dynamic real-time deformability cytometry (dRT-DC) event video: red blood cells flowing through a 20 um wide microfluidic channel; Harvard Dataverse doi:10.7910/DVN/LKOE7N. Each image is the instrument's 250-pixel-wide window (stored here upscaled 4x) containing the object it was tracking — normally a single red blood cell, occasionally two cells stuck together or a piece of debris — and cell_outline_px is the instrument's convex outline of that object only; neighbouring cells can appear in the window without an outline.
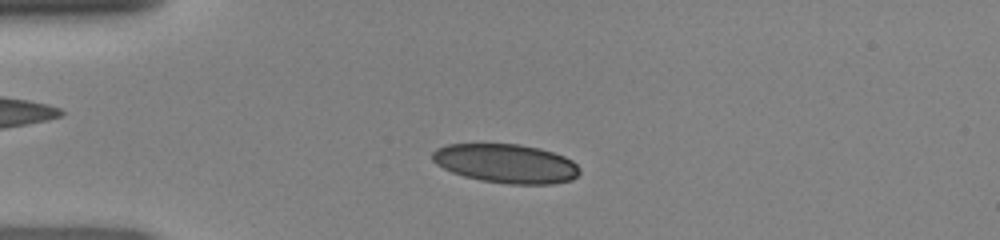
{"species": "human", "species_latin": "Homo sapiens", "temperature_condition": "room temperature", "stored_images_in_passage": 46, "camera_frame_rate_fps": 3000, "um_per_image_px": 0.085, "donor": {"sex": "female"}, "frame": {"image": 1, "passage_image": 10, "time_ms": 3.0, "image_size_px": [1000, 240], "cell_outline_px": [[580, 172], [572, 180], [552, 184], [508, 184], [480, 180], [464, 176], [452, 172], [436, 164], [432, 160], [432, 152], [436, 148], [448, 144], [520, 144], [540, 148], [564, 156], [572, 160], [580, 168]], "centroid_in_image_um": [43.02, 13.9], "position_along_channel_um": 42.0, "area_um2": 33.58}}
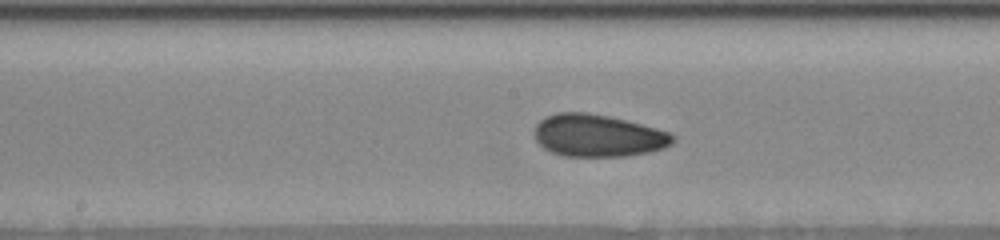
{"frame": {"image": 2, "passage_image": 23, "time_ms": 7.333, "image_size_px": [1000, 240], "cell_outline_px": [[676, 140], [672, 144], [664, 148], [648, 152], [628, 156], [564, 156], [552, 152], [544, 148], [536, 140], [532, 132], [532, 128], [544, 116], [556, 112], [588, 112], [608, 116], [656, 128], [668, 132], [676, 136]], "centroid_in_image_um": [50.79, 11.52], "position_along_channel_um": 197.4, "area_um2": 34.39}}
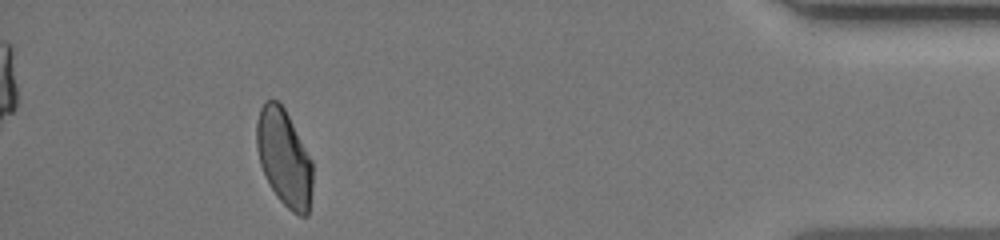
{"frame": {"image": 3, "passage_image": 42, "time_ms": 13.667, "image_size_px": [1000, 240], "cell_outline_px": [[312, 188], [308, 216], [300, 216], [292, 212], [276, 196], [260, 164], [256, 148], [256, 124], [260, 108], [264, 100], [276, 100], [284, 108], [312, 160]], "centroid_in_image_um": [24.14, 13.41], "position_along_channel_um": 411.1, "area_um2": 31.44}}